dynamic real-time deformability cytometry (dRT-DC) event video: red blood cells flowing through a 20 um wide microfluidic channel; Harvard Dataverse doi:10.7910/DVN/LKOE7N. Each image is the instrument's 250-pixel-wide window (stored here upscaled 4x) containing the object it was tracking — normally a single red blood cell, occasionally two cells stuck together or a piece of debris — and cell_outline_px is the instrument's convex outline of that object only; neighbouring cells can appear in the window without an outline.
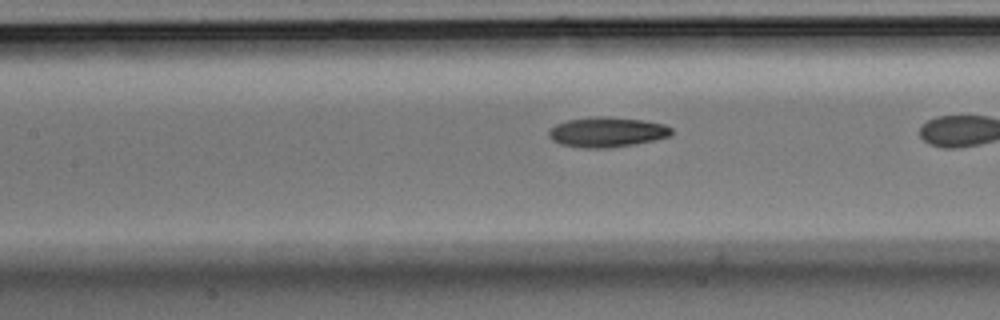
{"species": "Egyptian fruit bat (a non-hibernating species)", "species_latin": "Rousettus aegyptiacus", "temperature_condition": "room temperature", "stored_images_in_passage": 21, "camera_frame_rate_fps": 3000, "um_per_image_px": 0.085, "animal": {"sex": "male"}, "frame": {"image": 1, "passage_image": 10, "time_ms": 3.0, "image_size_px": [1000, 320], "cell_outline_px": [[672, 136], [636, 144], [608, 148], [584, 148], [560, 144], [552, 140], [548, 136], [548, 132], [556, 124], [568, 120], [596, 116], [604, 116], [644, 120], [664, 124], [672, 128]], "centroid_in_image_um": [51.62, 11.23], "position_along_channel_um": 155.8, "area_um2": 21.56}}